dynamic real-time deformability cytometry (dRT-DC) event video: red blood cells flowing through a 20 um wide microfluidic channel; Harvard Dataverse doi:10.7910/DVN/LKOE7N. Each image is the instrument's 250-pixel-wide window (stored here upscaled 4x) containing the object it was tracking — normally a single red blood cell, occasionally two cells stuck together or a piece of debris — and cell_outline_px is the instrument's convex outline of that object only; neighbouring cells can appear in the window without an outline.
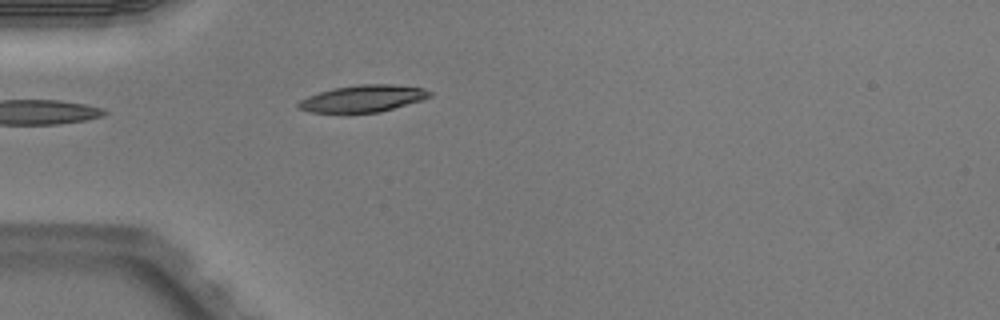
{"species": "Egyptian fruit bat (a non-hibernating species)", "species_latin": "Rousettus aegyptiacus", "temperature_condition": "warm", "stored_images_in_passage": 1, "camera_frame_rate_fps": 3000, "um_per_image_px": 0.085, "animal": {"sex": "male"}, "frame": {"image": 1, "passage_image": 1, "time_ms": 0.0, "image_size_px": [1000, 320], "cell_outline_px": [[432, 96], [424, 100], [380, 112], [308, 112], [300, 108], [296, 104], [300, 100], [308, 96], [332, 88], [360, 84], [392, 84], [424, 88], [432, 92]], "centroid_in_image_um": [30.9, 8.36], "position_along_channel_um": 54.1, "area_um2": 20.58}}